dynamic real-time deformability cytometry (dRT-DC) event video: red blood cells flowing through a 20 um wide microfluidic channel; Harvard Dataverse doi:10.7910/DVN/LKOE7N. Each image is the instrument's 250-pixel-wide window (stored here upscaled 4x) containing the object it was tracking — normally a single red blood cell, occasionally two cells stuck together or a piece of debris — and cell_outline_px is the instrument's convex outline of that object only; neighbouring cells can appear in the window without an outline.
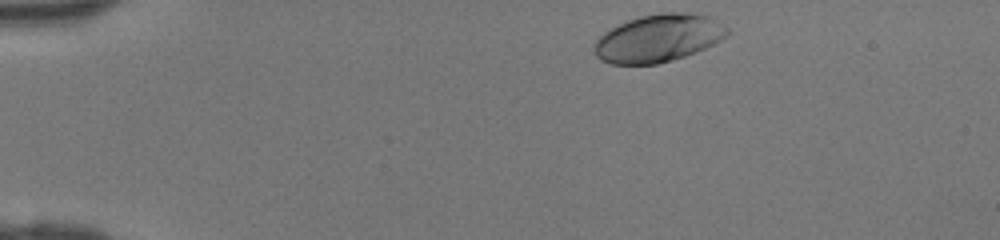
{"species": "human", "species_latin": "Homo sapiens", "temperature_condition": "room temperature", "stored_images_in_passage": 35, "camera_frame_rate_fps": 3000, "um_per_image_px": 0.085, "donor": {"sex": "female"}, "frame": {"image": 1, "passage_image": 1, "time_ms": 0.0, "image_size_px": [1000, 240], "cell_outline_px": [[732, 32], [728, 36], [696, 52], [672, 60], [656, 64], [612, 64], [600, 60], [596, 56], [592, 48], [592, 44], [608, 28], [628, 20], [640, 16], [660, 12], [684, 12], [708, 16], [716, 20], [728, 28]], "centroid_in_image_um": [55.93, 3.24], "position_along_channel_um": 29.1, "area_um2": 37.22}}
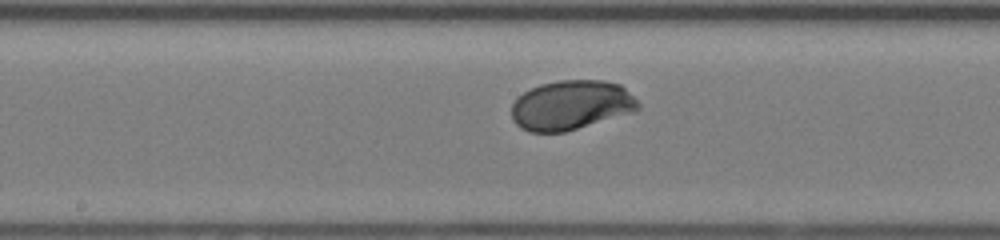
{"frame": {"image": 2, "passage_image": 18, "time_ms": 5.667, "image_size_px": [1000, 240], "cell_outline_px": [[640, 108], [636, 112], [564, 132], [528, 132], [520, 128], [512, 120], [512, 104], [524, 92], [540, 84], [560, 80], [604, 80], [620, 84], [640, 104]], "centroid_in_image_um": [48.56, 8.94], "position_along_channel_um": 199.6, "area_um2": 36.65}}
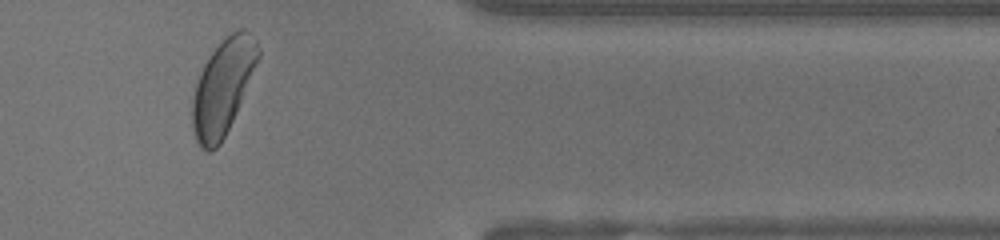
{"frame": {"image": 3, "passage_image": 32, "time_ms": 10.333, "image_size_px": [1000, 240], "cell_outline_px": [[260, 56], [236, 112], [220, 144], [212, 152], [208, 152], [200, 148], [196, 140], [192, 128], [192, 100], [196, 84], [200, 72], [204, 64], [212, 52], [232, 32], [240, 28], [244, 28], [256, 40], [260, 52]], "centroid_in_image_um": [18.93, 7.43], "position_along_channel_um": 392.5, "area_um2": 35.89}}